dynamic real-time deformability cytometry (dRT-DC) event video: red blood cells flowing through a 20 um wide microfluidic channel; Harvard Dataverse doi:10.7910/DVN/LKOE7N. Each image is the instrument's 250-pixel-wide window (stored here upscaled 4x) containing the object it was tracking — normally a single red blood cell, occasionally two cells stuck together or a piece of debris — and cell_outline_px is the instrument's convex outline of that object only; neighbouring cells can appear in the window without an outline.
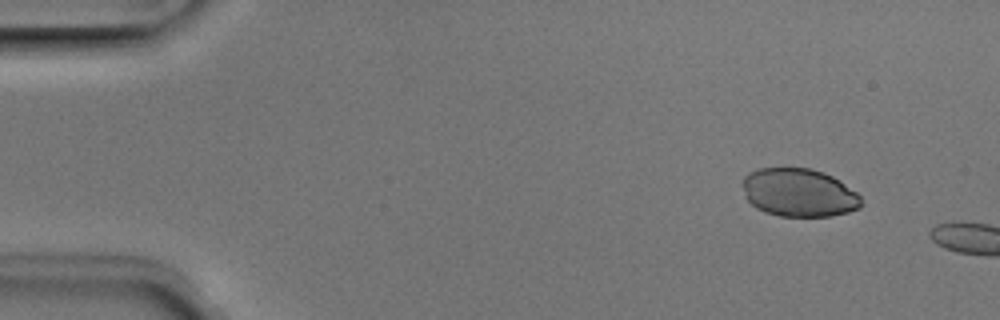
{"species": "Egyptian fruit bat (a non-hibernating species)", "species_latin": "Rousettus aegyptiacus", "temperature_condition": "room temperature", "stored_images_in_passage": 2, "camera_frame_rate_fps": 3000, "um_per_image_px": 0.085, "animal": {"sex": "male"}, "frame": {"image": 1, "passage_image": 1, "time_ms": 0.0, "image_size_px": [1000, 320], "cell_outline_px": [[864, 204], [860, 208], [848, 212], [832, 216], [780, 216], [764, 212], [756, 208], [748, 200], [740, 184], [740, 180], [748, 172], [760, 168], [808, 168], [824, 172], [832, 176], [856, 192], [860, 196]], "centroid_in_image_um": [67.88, 16.37], "position_along_channel_um": 17.1, "area_um2": 33.64}}